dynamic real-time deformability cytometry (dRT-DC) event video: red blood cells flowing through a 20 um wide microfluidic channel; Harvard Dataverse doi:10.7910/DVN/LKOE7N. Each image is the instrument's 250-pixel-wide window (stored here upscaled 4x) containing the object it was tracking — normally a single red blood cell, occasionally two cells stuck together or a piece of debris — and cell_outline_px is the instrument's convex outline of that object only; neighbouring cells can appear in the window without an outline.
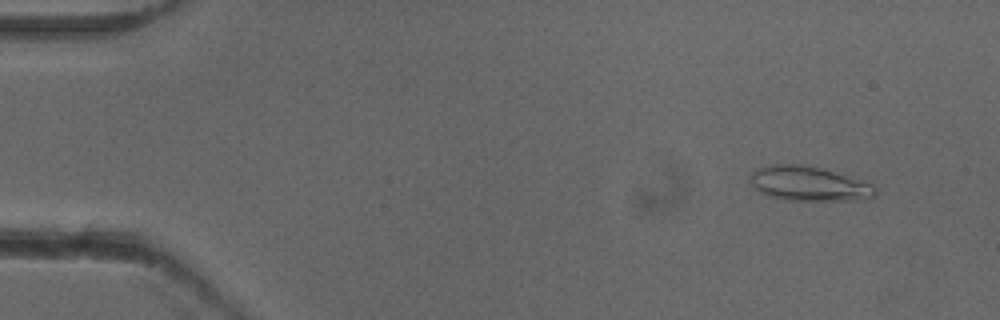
{"species": "common noctule bat (a hibernating species)", "species_latin": "Nyctalus noctula", "temperature_condition": "cold", "stored_images_in_passage": 53, "camera_frame_rate_fps": 3000, "um_per_image_px": 0.085, "animal": {"sex": "female"}, "frame": {"image": 1, "passage_image": 5, "time_ms": 1.333, "image_size_px": [1000, 320], "cell_outline_px": [[876, 196], [872, 200], [792, 200], [772, 196], [760, 192], [752, 184], [752, 172], [760, 168], [772, 164], [804, 164], [820, 168], [860, 180], [872, 184], [876, 188]], "centroid_in_image_um": [68.83, 15.62], "position_along_channel_um": 16.2, "area_um2": 24.85}}
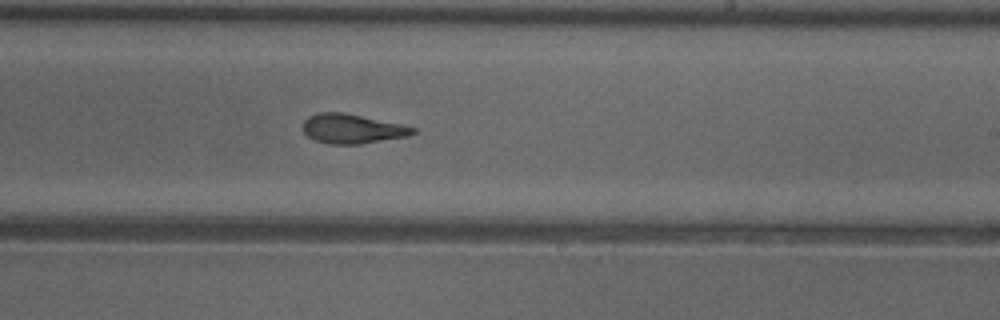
{"frame": {"image": 2, "passage_image": 32, "time_ms": 10.333, "image_size_px": [1000, 320], "cell_outline_px": [[416, 132], [408, 136], [360, 144], [328, 144], [316, 140], [308, 136], [304, 132], [304, 120], [308, 116], [320, 112], [340, 112], [400, 124], [416, 128]], "centroid_in_image_um": [29.92, 10.95], "position_along_channel_um": 259.1, "area_um2": 18.55}}
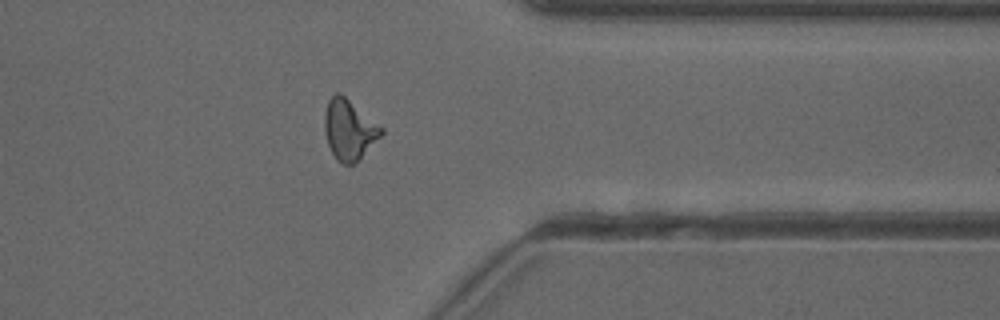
{"frame": {"image": 3, "passage_image": 42, "time_ms": 13.667, "image_size_px": [1000, 320], "cell_outline_px": [[384, 132], [352, 164], [344, 164], [336, 160], [328, 144], [324, 132], [324, 112], [328, 100], [336, 92], [340, 92], [384, 128]], "centroid_in_image_um": [29.64, 10.97], "position_along_channel_um": 381.8, "area_um2": 19.59}, "authors_computed_cell_mechanics": {"area_um2": 19.3052, "velocity_mm_per_s": 3.9349, "shape_relaxation_time_tau1_ms": 11.1252, "shape_relaxation_time_tau2_ms": 3.0262, "deformation_change_tau1": 0.291, "deformation_change_tau2": 0.1163}}